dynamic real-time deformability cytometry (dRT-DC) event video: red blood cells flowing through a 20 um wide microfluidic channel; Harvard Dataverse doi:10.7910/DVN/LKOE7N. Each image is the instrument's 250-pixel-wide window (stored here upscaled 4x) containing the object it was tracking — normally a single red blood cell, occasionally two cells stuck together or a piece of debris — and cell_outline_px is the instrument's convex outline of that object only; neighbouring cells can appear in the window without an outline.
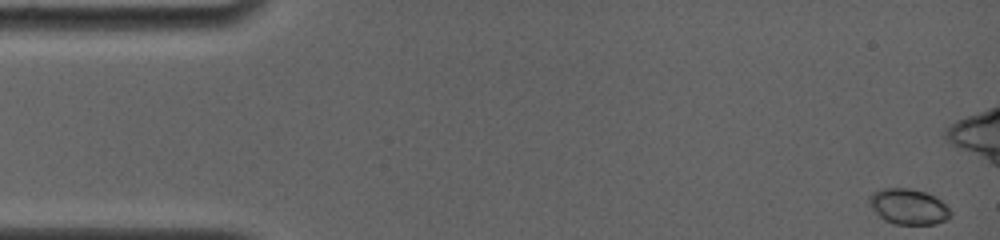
{"species": "common noctule bat (a hibernating species)", "species_latin": "Nyctalus noctula", "temperature_condition": "room temperature", "stored_images_in_passage": 70, "camera_frame_rate_fps": 4000, "um_per_image_px": 0.085, "animal": {"sex": "female", "body_mass_g": 19.0, "forearm_length_mm": 56.7}, "frame": {"image": 1, "passage_image": 1, "time_ms": 0.0, "image_size_px": [1000, 240], "cell_outline_px": [[952, 216], [948, 220], [936, 224], [892, 224], [884, 220], [868, 204], [868, 196], [872, 192], [884, 188], [908, 188], [924, 192], [936, 196], [952, 212]], "centroid_in_image_um": [77.22, 17.57], "position_along_channel_um": 7.8, "area_um2": 17.05}}
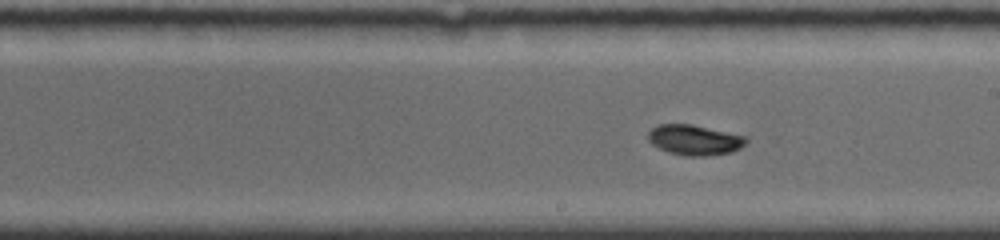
{"frame": {"image": 2, "passage_image": 40, "time_ms": 9.0, "image_size_px": [1000, 240], "cell_outline_px": [[748, 140], [740, 148], [732, 152], [704, 156], [684, 156], [668, 152], [652, 144], [648, 140], [648, 132], [652, 128], [660, 124], [692, 124], [748, 136]], "centroid_in_image_um": [59.05, 11.89], "position_along_channel_um": 229.9, "area_um2": 17.4}}
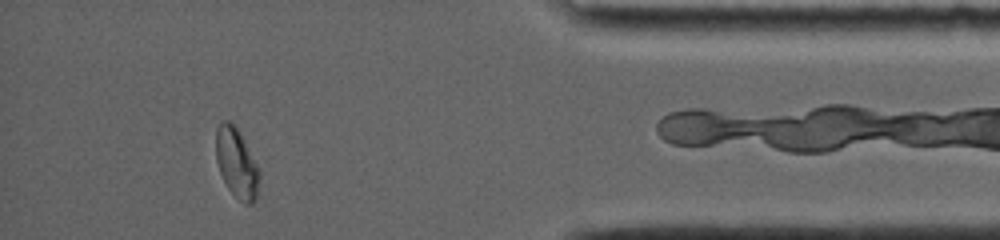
{"frame": {"image": 3, "passage_image": 64, "time_ms": 14.5, "image_size_px": [1000, 240], "cell_outline_px": [[260, 180], [256, 200], [252, 204], [244, 204], [228, 188], [220, 172], [216, 160], [216, 128], [220, 120], [228, 120], [240, 132], [260, 172]], "centroid_in_image_um": [20.11, 13.86], "position_along_channel_um": 415.1, "area_um2": 17.57}}